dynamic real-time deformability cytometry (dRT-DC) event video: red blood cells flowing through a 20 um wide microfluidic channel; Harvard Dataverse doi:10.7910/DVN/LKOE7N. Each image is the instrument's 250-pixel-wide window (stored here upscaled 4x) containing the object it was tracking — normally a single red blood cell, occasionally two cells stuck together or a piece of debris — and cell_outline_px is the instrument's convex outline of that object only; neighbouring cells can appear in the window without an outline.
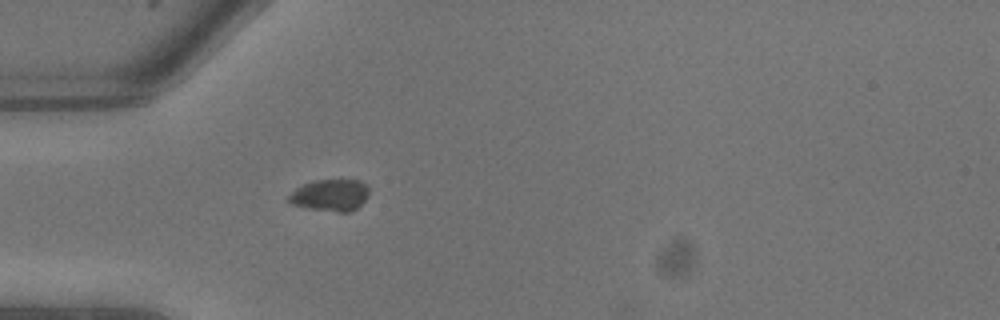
{"species": "common noctule bat (a hibernating species)", "species_latin": "Nyctalus noctula", "temperature_condition": "warm", "stored_images_in_passage": 1, "camera_frame_rate_fps": 3000, "um_per_image_px": 0.085, "animal": {"sex": "male", "body_mass_g": 13.3}, "frame": {"image": 1, "passage_image": 1, "time_ms": 0.0, "image_size_px": [1000, 320], "cell_outline_px": [[368, 196], [356, 208], [348, 212], [336, 212], [308, 208], [292, 204], [288, 200], [288, 196], [296, 188], [312, 180], [360, 180], [368, 188]], "centroid_in_image_um": [28.06, 16.59], "position_along_channel_um": 56.9, "area_um2": 14.74}}